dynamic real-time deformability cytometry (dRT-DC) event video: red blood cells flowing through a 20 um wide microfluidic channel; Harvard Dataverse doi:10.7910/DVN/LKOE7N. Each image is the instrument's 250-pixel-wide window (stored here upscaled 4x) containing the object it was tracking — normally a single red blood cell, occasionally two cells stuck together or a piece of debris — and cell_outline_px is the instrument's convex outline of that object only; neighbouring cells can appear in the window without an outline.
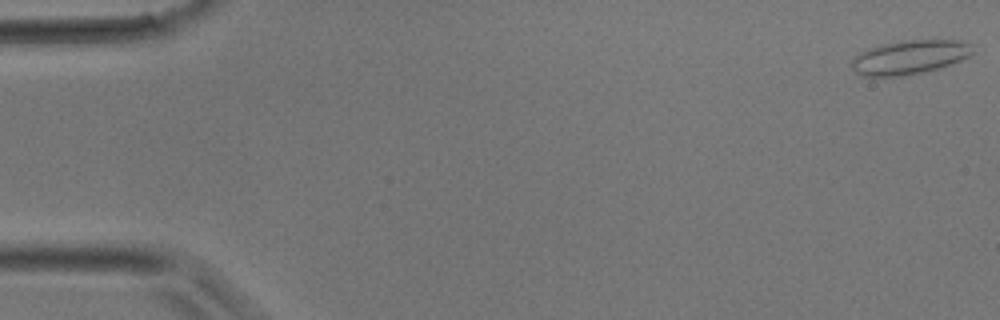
{"species": "common noctule bat (a hibernating species)", "species_latin": "Nyctalus noctula", "temperature_condition": "room temperature", "stored_images_in_passage": 39, "camera_frame_rate_fps": 3000, "um_per_image_px": 0.085, "animal": {"sex": "male", "body_mass_g": 17.9}, "frame": {"image": 1, "passage_image": 1, "time_ms": 0.0, "image_size_px": [1000, 320], "cell_outline_px": [[976, 52], [952, 64], [904, 76], [864, 76], [856, 72], [852, 68], [852, 60], [860, 52], [868, 48], [900, 40], [960, 40], [972, 44]], "centroid_in_image_um": [77.35, 4.85], "position_along_channel_um": 7.7, "area_um2": 23.93}}
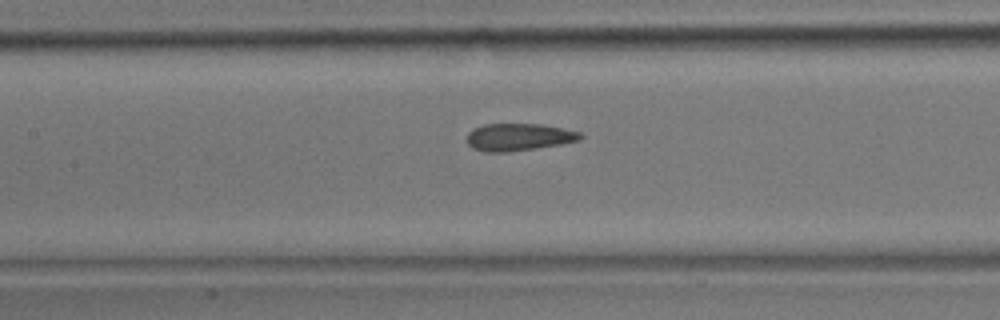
{"frame": {"image": 2, "passage_image": 18, "time_ms": 5.667, "image_size_px": [1000, 320], "cell_outline_px": [[584, 136], [580, 140], [560, 144], [536, 148], [504, 152], [484, 152], [472, 148], [468, 144], [468, 132], [484, 124], [540, 124], [580, 132]], "centroid_in_image_um": [44.08, 11.65], "position_along_channel_um": 163.3, "area_um2": 17.86}}
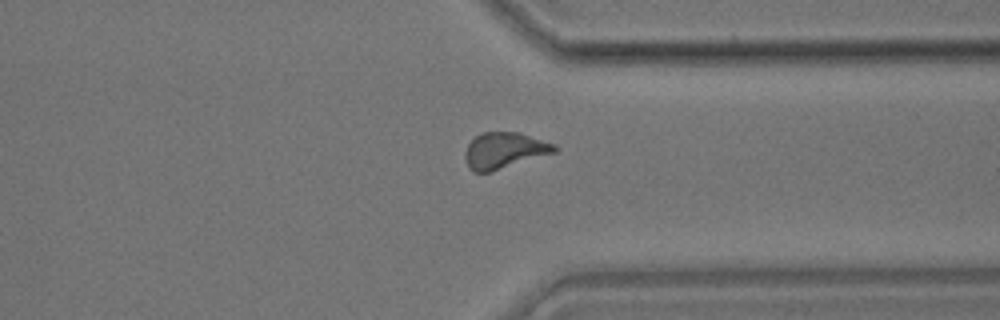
{"frame": {"image": 3, "passage_image": 30, "time_ms": 9.667, "image_size_px": [1000, 320], "cell_outline_px": [[556, 152], [488, 172], [476, 172], [468, 168], [464, 156], [464, 152], [468, 144], [476, 136], [484, 132], [520, 132], [556, 144]], "centroid_in_image_um": [42.86, 12.77], "position_along_channel_um": 368.5, "area_um2": 18.67}}